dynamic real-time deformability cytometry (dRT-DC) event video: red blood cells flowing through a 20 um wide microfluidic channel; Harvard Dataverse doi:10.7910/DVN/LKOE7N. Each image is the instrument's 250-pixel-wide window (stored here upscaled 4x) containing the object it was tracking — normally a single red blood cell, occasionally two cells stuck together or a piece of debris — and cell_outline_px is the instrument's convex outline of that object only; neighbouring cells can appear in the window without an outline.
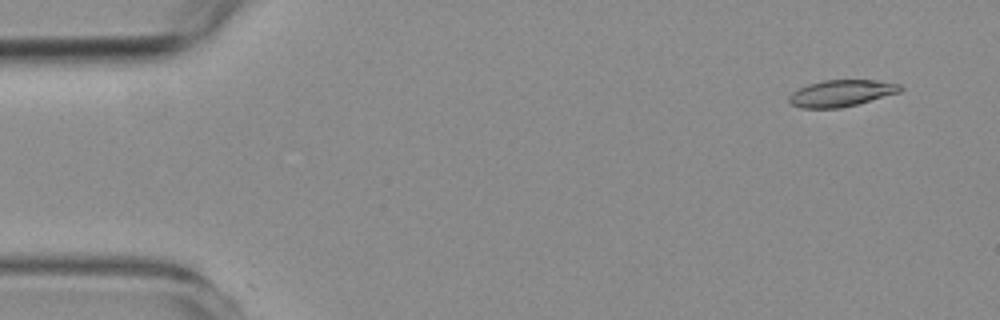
{"species": "common noctule bat (a hibernating species)", "species_latin": "Nyctalus noctula", "temperature_condition": "room temperature", "stored_images_in_passage": 16, "camera_frame_rate_fps": 3000, "um_per_image_px": 0.085, "animal": {"sex": "female", "body_mass_g": 19.3, "forearm_length_mm": 54.1}, "frame": {"image": 1, "passage_image": 4, "time_ms": 1.0, "image_size_px": [1000, 320], "cell_outline_px": [[904, 88], [900, 92], [856, 104], [840, 108], [800, 108], [792, 104], [788, 100], [788, 96], [792, 92], [808, 84], [824, 80], [876, 80], [900, 84]], "centroid_in_image_um": [71.5, 7.92], "position_along_channel_um": 13.5, "area_um2": 17.17}}
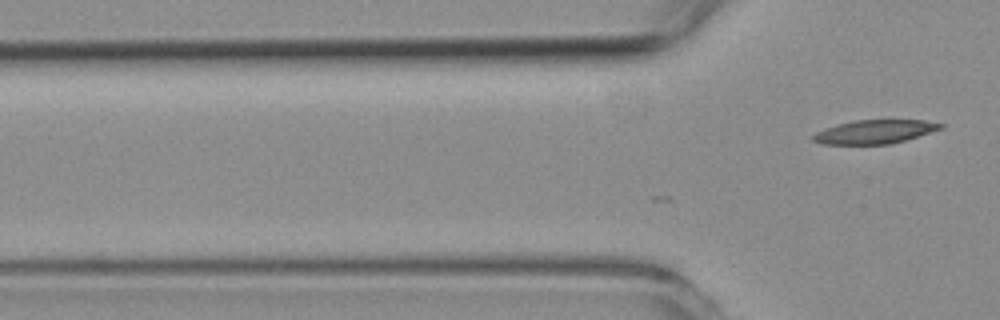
{"frame": {"image": 2, "passage_image": 16, "time_ms": 5.0, "image_size_px": [1000, 320], "cell_outline_px": [[944, 128], [892, 144], [824, 144], [812, 140], [812, 136], [816, 132], [824, 128], [852, 120], [924, 120], [944, 124]], "centroid_in_image_um": [74.36, 11.19], "position_along_channel_um": 51.4, "area_um2": 17.63}}